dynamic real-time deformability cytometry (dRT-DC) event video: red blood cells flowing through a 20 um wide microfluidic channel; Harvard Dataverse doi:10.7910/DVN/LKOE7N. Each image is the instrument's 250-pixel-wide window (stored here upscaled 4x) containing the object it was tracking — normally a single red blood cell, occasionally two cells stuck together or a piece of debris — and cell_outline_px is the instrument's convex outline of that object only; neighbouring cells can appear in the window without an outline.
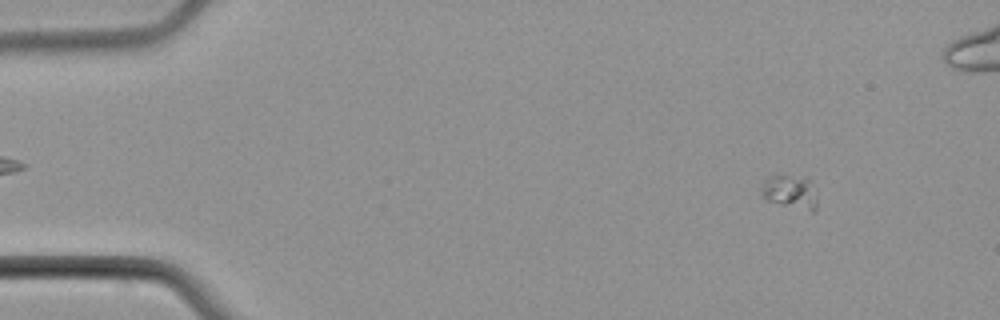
{"species": "common noctule bat (a hibernating species)", "species_latin": "Nyctalus noctula", "temperature_condition": "cold", "stored_images_in_passage": 5, "camera_frame_rate_fps": 3000, "um_per_image_px": 0.085, "animal": {"sex": "male", "body_mass_g": 21.5, "forearm_length_mm": 52.0}, "frame": {"image": 1, "passage_image": 2, "time_ms": 1.333, "image_size_px": [1000, 320], "cell_outline_px": [[816, 212], [812, 212], [764, 200], [760, 192], [760, 188], [764, 180], [776, 172], [808, 176], [812, 180], [816, 200]], "centroid_in_image_um": [67.15, 16.24], "position_along_channel_um": 17.9, "area_um2": 11.79}}